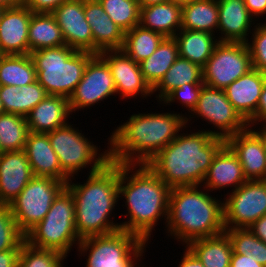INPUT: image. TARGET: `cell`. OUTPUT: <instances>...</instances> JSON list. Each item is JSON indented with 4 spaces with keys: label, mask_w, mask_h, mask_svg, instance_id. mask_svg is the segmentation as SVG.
I'll return each instance as SVG.
<instances>
[{
    "label": "cell",
    "mask_w": 266,
    "mask_h": 267,
    "mask_svg": "<svg viewBox=\"0 0 266 267\" xmlns=\"http://www.w3.org/2000/svg\"><path fill=\"white\" fill-rule=\"evenodd\" d=\"M186 118L171 111L131 115L108 137L109 160L123 164H146L184 127L187 128Z\"/></svg>",
    "instance_id": "1"
},
{
    "label": "cell",
    "mask_w": 266,
    "mask_h": 267,
    "mask_svg": "<svg viewBox=\"0 0 266 267\" xmlns=\"http://www.w3.org/2000/svg\"><path fill=\"white\" fill-rule=\"evenodd\" d=\"M170 191L147 164L119 163V198L126 199L125 215L129 216L120 229L149 242L159 219L167 222Z\"/></svg>",
    "instance_id": "2"
},
{
    "label": "cell",
    "mask_w": 266,
    "mask_h": 267,
    "mask_svg": "<svg viewBox=\"0 0 266 267\" xmlns=\"http://www.w3.org/2000/svg\"><path fill=\"white\" fill-rule=\"evenodd\" d=\"M179 133L146 164L170 188L202 185L214 156L225 144L209 130Z\"/></svg>",
    "instance_id": "3"
},
{
    "label": "cell",
    "mask_w": 266,
    "mask_h": 267,
    "mask_svg": "<svg viewBox=\"0 0 266 267\" xmlns=\"http://www.w3.org/2000/svg\"><path fill=\"white\" fill-rule=\"evenodd\" d=\"M66 188L75 201V227L80 239L120 230V223L110 219L120 200L119 163L107 162L90 173L84 184L73 183L70 178Z\"/></svg>",
    "instance_id": "4"
},
{
    "label": "cell",
    "mask_w": 266,
    "mask_h": 267,
    "mask_svg": "<svg viewBox=\"0 0 266 267\" xmlns=\"http://www.w3.org/2000/svg\"><path fill=\"white\" fill-rule=\"evenodd\" d=\"M200 187H174L169 194L166 232L182 245L225 232L223 201Z\"/></svg>",
    "instance_id": "5"
},
{
    "label": "cell",
    "mask_w": 266,
    "mask_h": 267,
    "mask_svg": "<svg viewBox=\"0 0 266 267\" xmlns=\"http://www.w3.org/2000/svg\"><path fill=\"white\" fill-rule=\"evenodd\" d=\"M36 79L48 95L70 98L81 81L88 61L95 55L63 45L43 48L30 53Z\"/></svg>",
    "instance_id": "6"
},
{
    "label": "cell",
    "mask_w": 266,
    "mask_h": 267,
    "mask_svg": "<svg viewBox=\"0 0 266 267\" xmlns=\"http://www.w3.org/2000/svg\"><path fill=\"white\" fill-rule=\"evenodd\" d=\"M25 241L36 248L56 250L66 257L73 245H79L75 201L66 187L54 199L44 219L25 235Z\"/></svg>",
    "instance_id": "7"
},
{
    "label": "cell",
    "mask_w": 266,
    "mask_h": 267,
    "mask_svg": "<svg viewBox=\"0 0 266 267\" xmlns=\"http://www.w3.org/2000/svg\"><path fill=\"white\" fill-rule=\"evenodd\" d=\"M147 244L138 235L120 229L81 239L77 249L80 256L88 254L86 267H135L145 256Z\"/></svg>",
    "instance_id": "8"
},
{
    "label": "cell",
    "mask_w": 266,
    "mask_h": 267,
    "mask_svg": "<svg viewBox=\"0 0 266 267\" xmlns=\"http://www.w3.org/2000/svg\"><path fill=\"white\" fill-rule=\"evenodd\" d=\"M51 146L58 156L62 171L72 180L81 169L92 168L90 173L100 170L109 162V149L101 151L89 138L74 128L71 123L47 133ZM99 149V150H98ZM80 170V171H79Z\"/></svg>",
    "instance_id": "9"
},
{
    "label": "cell",
    "mask_w": 266,
    "mask_h": 267,
    "mask_svg": "<svg viewBox=\"0 0 266 267\" xmlns=\"http://www.w3.org/2000/svg\"><path fill=\"white\" fill-rule=\"evenodd\" d=\"M66 187L63 181L34 176L9 205L19 230L26 235L41 222L54 199Z\"/></svg>",
    "instance_id": "10"
},
{
    "label": "cell",
    "mask_w": 266,
    "mask_h": 267,
    "mask_svg": "<svg viewBox=\"0 0 266 267\" xmlns=\"http://www.w3.org/2000/svg\"><path fill=\"white\" fill-rule=\"evenodd\" d=\"M253 69L247 43L219 41L202 68L203 83L224 90Z\"/></svg>",
    "instance_id": "11"
},
{
    "label": "cell",
    "mask_w": 266,
    "mask_h": 267,
    "mask_svg": "<svg viewBox=\"0 0 266 267\" xmlns=\"http://www.w3.org/2000/svg\"><path fill=\"white\" fill-rule=\"evenodd\" d=\"M189 114V119L186 118V125L190 123L188 121H191V118L202 117L201 119L204 118V121H208V124H213L217 128L216 131L210 130V133L225 140L248 127V123L227 99L225 91L204 83L197 105Z\"/></svg>",
    "instance_id": "12"
},
{
    "label": "cell",
    "mask_w": 266,
    "mask_h": 267,
    "mask_svg": "<svg viewBox=\"0 0 266 267\" xmlns=\"http://www.w3.org/2000/svg\"><path fill=\"white\" fill-rule=\"evenodd\" d=\"M225 229L248 228L266 215V181L247 180L223 200Z\"/></svg>",
    "instance_id": "13"
},
{
    "label": "cell",
    "mask_w": 266,
    "mask_h": 267,
    "mask_svg": "<svg viewBox=\"0 0 266 267\" xmlns=\"http://www.w3.org/2000/svg\"><path fill=\"white\" fill-rule=\"evenodd\" d=\"M116 94V87L107 63L95 54L87 63L82 79L69 100L71 115L85 107L90 108Z\"/></svg>",
    "instance_id": "14"
},
{
    "label": "cell",
    "mask_w": 266,
    "mask_h": 267,
    "mask_svg": "<svg viewBox=\"0 0 266 267\" xmlns=\"http://www.w3.org/2000/svg\"><path fill=\"white\" fill-rule=\"evenodd\" d=\"M98 55L109 66L116 95L120 98L131 99L141 95L143 99L153 95L152 88L144 80L139 63L131 59L122 49L105 50Z\"/></svg>",
    "instance_id": "15"
},
{
    "label": "cell",
    "mask_w": 266,
    "mask_h": 267,
    "mask_svg": "<svg viewBox=\"0 0 266 267\" xmlns=\"http://www.w3.org/2000/svg\"><path fill=\"white\" fill-rule=\"evenodd\" d=\"M225 143L238 157L247 180H264L266 153L263 129H252L248 126L245 130L228 137Z\"/></svg>",
    "instance_id": "16"
},
{
    "label": "cell",
    "mask_w": 266,
    "mask_h": 267,
    "mask_svg": "<svg viewBox=\"0 0 266 267\" xmlns=\"http://www.w3.org/2000/svg\"><path fill=\"white\" fill-rule=\"evenodd\" d=\"M52 14L61 28L67 46L93 53V35L84 13V0H69Z\"/></svg>",
    "instance_id": "17"
},
{
    "label": "cell",
    "mask_w": 266,
    "mask_h": 267,
    "mask_svg": "<svg viewBox=\"0 0 266 267\" xmlns=\"http://www.w3.org/2000/svg\"><path fill=\"white\" fill-rule=\"evenodd\" d=\"M33 12L22 3L0 16V55L29 54L28 28Z\"/></svg>",
    "instance_id": "18"
},
{
    "label": "cell",
    "mask_w": 266,
    "mask_h": 267,
    "mask_svg": "<svg viewBox=\"0 0 266 267\" xmlns=\"http://www.w3.org/2000/svg\"><path fill=\"white\" fill-rule=\"evenodd\" d=\"M33 177L23 150L0 153V205H10Z\"/></svg>",
    "instance_id": "19"
},
{
    "label": "cell",
    "mask_w": 266,
    "mask_h": 267,
    "mask_svg": "<svg viewBox=\"0 0 266 267\" xmlns=\"http://www.w3.org/2000/svg\"><path fill=\"white\" fill-rule=\"evenodd\" d=\"M217 3L219 8L217 31L221 33V36L217 37L218 41L248 42V34L251 35L256 22L246 8L245 1L217 0Z\"/></svg>",
    "instance_id": "20"
},
{
    "label": "cell",
    "mask_w": 266,
    "mask_h": 267,
    "mask_svg": "<svg viewBox=\"0 0 266 267\" xmlns=\"http://www.w3.org/2000/svg\"><path fill=\"white\" fill-rule=\"evenodd\" d=\"M84 13L93 35V53L122 49L125 32L104 11L98 0H84Z\"/></svg>",
    "instance_id": "21"
},
{
    "label": "cell",
    "mask_w": 266,
    "mask_h": 267,
    "mask_svg": "<svg viewBox=\"0 0 266 267\" xmlns=\"http://www.w3.org/2000/svg\"><path fill=\"white\" fill-rule=\"evenodd\" d=\"M265 82L266 73L253 68L224 89L227 99L246 122L257 111Z\"/></svg>",
    "instance_id": "22"
},
{
    "label": "cell",
    "mask_w": 266,
    "mask_h": 267,
    "mask_svg": "<svg viewBox=\"0 0 266 267\" xmlns=\"http://www.w3.org/2000/svg\"><path fill=\"white\" fill-rule=\"evenodd\" d=\"M247 181L236 154L225 143L214 156L212 164L203 180V187L209 192L232 187L235 191Z\"/></svg>",
    "instance_id": "23"
},
{
    "label": "cell",
    "mask_w": 266,
    "mask_h": 267,
    "mask_svg": "<svg viewBox=\"0 0 266 267\" xmlns=\"http://www.w3.org/2000/svg\"><path fill=\"white\" fill-rule=\"evenodd\" d=\"M34 176L51 177L65 184L70 179L61 169L47 133L29 132L23 150Z\"/></svg>",
    "instance_id": "24"
},
{
    "label": "cell",
    "mask_w": 266,
    "mask_h": 267,
    "mask_svg": "<svg viewBox=\"0 0 266 267\" xmlns=\"http://www.w3.org/2000/svg\"><path fill=\"white\" fill-rule=\"evenodd\" d=\"M70 114L68 98L47 95L27 114L26 122L30 132L48 133L66 125Z\"/></svg>",
    "instance_id": "25"
},
{
    "label": "cell",
    "mask_w": 266,
    "mask_h": 267,
    "mask_svg": "<svg viewBox=\"0 0 266 267\" xmlns=\"http://www.w3.org/2000/svg\"><path fill=\"white\" fill-rule=\"evenodd\" d=\"M182 6L165 2L140 8V22L144 28L174 37L181 30Z\"/></svg>",
    "instance_id": "26"
},
{
    "label": "cell",
    "mask_w": 266,
    "mask_h": 267,
    "mask_svg": "<svg viewBox=\"0 0 266 267\" xmlns=\"http://www.w3.org/2000/svg\"><path fill=\"white\" fill-rule=\"evenodd\" d=\"M179 56L203 68L219 42L215 34L181 29L175 36Z\"/></svg>",
    "instance_id": "27"
},
{
    "label": "cell",
    "mask_w": 266,
    "mask_h": 267,
    "mask_svg": "<svg viewBox=\"0 0 266 267\" xmlns=\"http://www.w3.org/2000/svg\"><path fill=\"white\" fill-rule=\"evenodd\" d=\"M205 267H230L233 248L228 235L199 238L186 245Z\"/></svg>",
    "instance_id": "28"
},
{
    "label": "cell",
    "mask_w": 266,
    "mask_h": 267,
    "mask_svg": "<svg viewBox=\"0 0 266 267\" xmlns=\"http://www.w3.org/2000/svg\"><path fill=\"white\" fill-rule=\"evenodd\" d=\"M29 54L43 48L66 45L61 28L52 13H34L28 28Z\"/></svg>",
    "instance_id": "29"
},
{
    "label": "cell",
    "mask_w": 266,
    "mask_h": 267,
    "mask_svg": "<svg viewBox=\"0 0 266 267\" xmlns=\"http://www.w3.org/2000/svg\"><path fill=\"white\" fill-rule=\"evenodd\" d=\"M203 83L202 68L188 59L178 57L167 73L152 88V94L158 92L156 99L161 101L175 88L183 84Z\"/></svg>",
    "instance_id": "30"
},
{
    "label": "cell",
    "mask_w": 266,
    "mask_h": 267,
    "mask_svg": "<svg viewBox=\"0 0 266 267\" xmlns=\"http://www.w3.org/2000/svg\"><path fill=\"white\" fill-rule=\"evenodd\" d=\"M179 57L174 37H165L155 52L139 63L144 80L153 88Z\"/></svg>",
    "instance_id": "31"
},
{
    "label": "cell",
    "mask_w": 266,
    "mask_h": 267,
    "mask_svg": "<svg viewBox=\"0 0 266 267\" xmlns=\"http://www.w3.org/2000/svg\"><path fill=\"white\" fill-rule=\"evenodd\" d=\"M218 14L217 0H191L188 4L182 5L181 29L215 34L218 28Z\"/></svg>",
    "instance_id": "32"
},
{
    "label": "cell",
    "mask_w": 266,
    "mask_h": 267,
    "mask_svg": "<svg viewBox=\"0 0 266 267\" xmlns=\"http://www.w3.org/2000/svg\"><path fill=\"white\" fill-rule=\"evenodd\" d=\"M36 70L30 54L0 55V86L22 87L35 82Z\"/></svg>",
    "instance_id": "33"
},
{
    "label": "cell",
    "mask_w": 266,
    "mask_h": 267,
    "mask_svg": "<svg viewBox=\"0 0 266 267\" xmlns=\"http://www.w3.org/2000/svg\"><path fill=\"white\" fill-rule=\"evenodd\" d=\"M165 37L158 32L136 25L124 34L122 50L135 62L150 57Z\"/></svg>",
    "instance_id": "34"
},
{
    "label": "cell",
    "mask_w": 266,
    "mask_h": 267,
    "mask_svg": "<svg viewBox=\"0 0 266 267\" xmlns=\"http://www.w3.org/2000/svg\"><path fill=\"white\" fill-rule=\"evenodd\" d=\"M26 117L12 113L0 115V153L24 150L29 134Z\"/></svg>",
    "instance_id": "35"
},
{
    "label": "cell",
    "mask_w": 266,
    "mask_h": 267,
    "mask_svg": "<svg viewBox=\"0 0 266 267\" xmlns=\"http://www.w3.org/2000/svg\"><path fill=\"white\" fill-rule=\"evenodd\" d=\"M233 253L246 255L266 267V244L257 238L248 228L225 229Z\"/></svg>",
    "instance_id": "36"
},
{
    "label": "cell",
    "mask_w": 266,
    "mask_h": 267,
    "mask_svg": "<svg viewBox=\"0 0 266 267\" xmlns=\"http://www.w3.org/2000/svg\"><path fill=\"white\" fill-rule=\"evenodd\" d=\"M104 11L124 32L131 30L140 22L138 0H98Z\"/></svg>",
    "instance_id": "37"
},
{
    "label": "cell",
    "mask_w": 266,
    "mask_h": 267,
    "mask_svg": "<svg viewBox=\"0 0 266 267\" xmlns=\"http://www.w3.org/2000/svg\"><path fill=\"white\" fill-rule=\"evenodd\" d=\"M64 259L66 256L61 252L36 248L24 241L17 267H63Z\"/></svg>",
    "instance_id": "38"
},
{
    "label": "cell",
    "mask_w": 266,
    "mask_h": 267,
    "mask_svg": "<svg viewBox=\"0 0 266 267\" xmlns=\"http://www.w3.org/2000/svg\"><path fill=\"white\" fill-rule=\"evenodd\" d=\"M24 241L9 205H0V251L21 249Z\"/></svg>",
    "instance_id": "39"
},
{
    "label": "cell",
    "mask_w": 266,
    "mask_h": 267,
    "mask_svg": "<svg viewBox=\"0 0 266 267\" xmlns=\"http://www.w3.org/2000/svg\"><path fill=\"white\" fill-rule=\"evenodd\" d=\"M252 32L250 42H246L250 51L252 66L254 69L266 73V23H256Z\"/></svg>",
    "instance_id": "40"
},
{
    "label": "cell",
    "mask_w": 266,
    "mask_h": 267,
    "mask_svg": "<svg viewBox=\"0 0 266 267\" xmlns=\"http://www.w3.org/2000/svg\"><path fill=\"white\" fill-rule=\"evenodd\" d=\"M202 86L203 83H184L179 88L171 91L161 102L163 105H171L172 102L174 103L177 100V103L179 101V104L181 103L191 113L197 105Z\"/></svg>",
    "instance_id": "41"
},
{
    "label": "cell",
    "mask_w": 266,
    "mask_h": 267,
    "mask_svg": "<svg viewBox=\"0 0 266 267\" xmlns=\"http://www.w3.org/2000/svg\"><path fill=\"white\" fill-rule=\"evenodd\" d=\"M46 90L36 80L32 84L24 85L19 90V115L26 117L27 114L39 104L46 96Z\"/></svg>",
    "instance_id": "42"
},
{
    "label": "cell",
    "mask_w": 266,
    "mask_h": 267,
    "mask_svg": "<svg viewBox=\"0 0 266 267\" xmlns=\"http://www.w3.org/2000/svg\"><path fill=\"white\" fill-rule=\"evenodd\" d=\"M19 87L14 85L0 86V99L5 113L19 115Z\"/></svg>",
    "instance_id": "43"
},
{
    "label": "cell",
    "mask_w": 266,
    "mask_h": 267,
    "mask_svg": "<svg viewBox=\"0 0 266 267\" xmlns=\"http://www.w3.org/2000/svg\"><path fill=\"white\" fill-rule=\"evenodd\" d=\"M66 1L69 0H24L23 3L34 13H52Z\"/></svg>",
    "instance_id": "44"
},
{
    "label": "cell",
    "mask_w": 266,
    "mask_h": 267,
    "mask_svg": "<svg viewBox=\"0 0 266 267\" xmlns=\"http://www.w3.org/2000/svg\"><path fill=\"white\" fill-rule=\"evenodd\" d=\"M247 123L249 127L253 128L259 123L262 124L259 129H264L266 127V82L261 91L257 111Z\"/></svg>",
    "instance_id": "45"
},
{
    "label": "cell",
    "mask_w": 266,
    "mask_h": 267,
    "mask_svg": "<svg viewBox=\"0 0 266 267\" xmlns=\"http://www.w3.org/2000/svg\"><path fill=\"white\" fill-rule=\"evenodd\" d=\"M21 249L0 251V267H17Z\"/></svg>",
    "instance_id": "46"
},
{
    "label": "cell",
    "mask_w": 266,
    "mask_h": 267,
    "mask_svg": "<svg viewBox=\"0 0 266 267\" xmlns=\"http://www.w3.org/2000/svg\"><path fill=\"white\" fill-rule=\"evenodd\" d=\"M244 1L246 8L250 12V14L254 17L255 21H258L260 16L263 17L266 14V0H244Z\"/></svg>",
    "instance_id": "47"
},
{
    "label": "cell",
    "mask_w": 266,
    "mask_h": 267,
    "mask_svg": "<svg viewBox=\"0 0 266 267\" xmlns=\"http://www.w3.org/2000/svg\"><path fill=\"white\" fill-rule=\"evenodd\" d=\"M230 267H264L246 255L232 253Z\"/></svg>",
    "instance_id": "48"
},
{
    "label": "cell",
    "mask_w": 266,
    "mask_h": 267,
    "mask_svg": "<svg viewBox=\"0 0 266 267\" xmlns=\"http://www.w3.org/2000/svg\"><path fill=\"white\" fill-rule=\"evenodd\" d=\"M184 247L185 251L178 267H205L187 246Z\"/></svg>",
    "instance_id": "49"
},
{
    "label": "cell",
    "mask_w": 266,
    "mask_h": 267,
    "mask_svg": "<svg viewBox=\"0 0 266 267\" xmlns=\"http://www.w3.org/2000/svg\"><path fill=\"white\" fill-rule=\"evenodd\" d=\"M248 229L266 244V215L256 220Z\"/></svg>",
    "instance_id": "50"
},
{
    "label": "cell",
    "mask_w": 266,
    "mask_h": 267,
    "mask_svg": "<svg viewBox=\"0 0 266 267\" xmlns=\"http://www.w3.org/2000/svg\"><path fill=\"white\" fill-rule=\"evenodd\" d=\"M23 3L22 0H0V6L3 8H12Z\"/></svg>",
    "instance_id": "51"
},
{
    "label": "cell",
    "mask_w": 266,
    "mask_h": 267,
    "mask_svg": "<svg viewBox=\"0 0 266 267\" xmlns=\"http://www.w3.org/2000/svg\"><path fill=\"white\" fill-rule=\"evenodd\" d=\"M169 0H138L140 8L168 2Z\"/></svg>",
    "instance_id": "52"
},
{
    "label": "cell",
    "mask_w": 266,
    "mask_h": 267,
    "mask_svg": "<svg viewBox=\"0 0 266 267\" xmlns=\"http://www.w3.org/2000/svg\"><path fill=\"white\" fill-rule=\"evenodd\" d=\"M169 1L182 6L188 4L191 0H169Z\"/></svg>",
    "instance_id": "53"
},
{
    "label": "cell",
    "mask_w": 266,
    "mask_h": 267,
    "mask_svg": "<svg viewBox=\"0 0 266 267\" xmlns=\"http://www.w3.org/2000/svg\"><path fill=\"white\" fill-rule=\"evenodd\" d=\"M3 113H5V111H4L3 103H2V101L0 99V115L3 114Z\"/></svg>",
    "instance_id": "54"
},
{
    "label": "cell",
    "mask_w": 266,
    "mask_h": 267,
    "mask_svg": "<svg viewBox=\"0 0 266 267\" xmlns=\"http://www.w3.org/2000/svg\"><path fill=\"white\" fill-rule=\"evenodd\" d=\"M265 153H266V132H265ZM264 181H266V170H265V175H264Z\"/></svg>",
    "instance_id": "55"
},
{
    "label": "cell",
    "mask_w": 266,
    "mask_h": 267,
    "mask_svg": "<svg viewBox=\"0 0 266 267\" xmlns=\"http://www.w3.org/2000/svg\"><path fill=\"white\" fill-rule=\"evenodd\" d=\"M3 10H4V8L0 6V16H1Z\"/></svg>",
    "instance_id": "56"
}]
</instances>
